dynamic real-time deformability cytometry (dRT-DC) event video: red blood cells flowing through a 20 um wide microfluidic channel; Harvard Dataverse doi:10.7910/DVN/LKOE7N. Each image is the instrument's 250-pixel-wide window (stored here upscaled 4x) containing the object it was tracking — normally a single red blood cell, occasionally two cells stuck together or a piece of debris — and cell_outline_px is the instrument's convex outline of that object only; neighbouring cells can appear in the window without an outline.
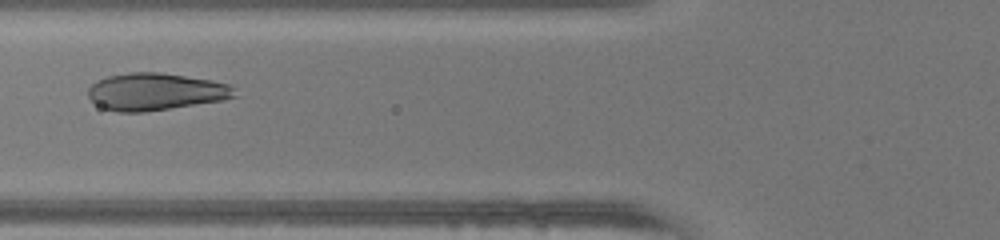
{"species": "human", "species_latin": "Homo sapiens", "temperature_condition": "warm", "stored_images_in_passage": 25, "camera_frame_rate_fps": 3000, "um_per_image_px": 0.085, "donor": {"sex": "female"}, "frame": {"image": 1, "passage_image": 4, "time_ms": 1.0, "image_size_px": [1000, 240], "cell_outline_px": [[240, 96], [224, 100], [144, 112], [120, 112], [104, 108], [96, 104], [88, 96], [88, 88], [96, 80], [108, 76], [128, 72], [160, 72], [212, 80], [232, 84]], "centroid_in_image_um": [13.28, 7.78], "position_along_channel_um": 112.5, "area_um2": 32.08}}
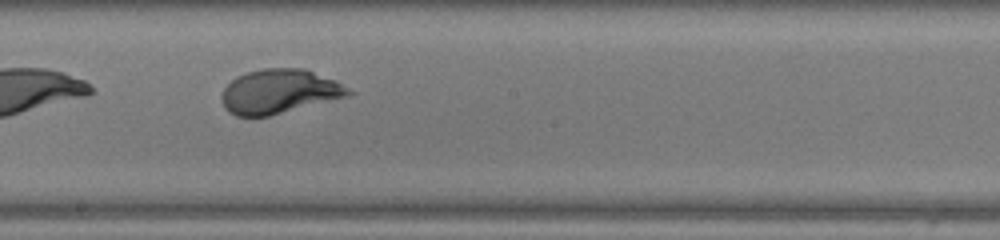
{"frame": {"image": 2, "passage_image": 12, "time_ms": 3.667, "image_size_px": [1000, 240], "cell_outline_px": [[356, 92], [352, 96], [268, 116], [236, 116], [228, 112], [224, 108], [220, 96], [224, 88], [236, 76], [248, 72], [264, 68], [304, 68], [336, 80]], "centroid_in_image_um": [23.78, 7.78], "position_along_channel_um": 224.4, "area_um2": 33.12}}
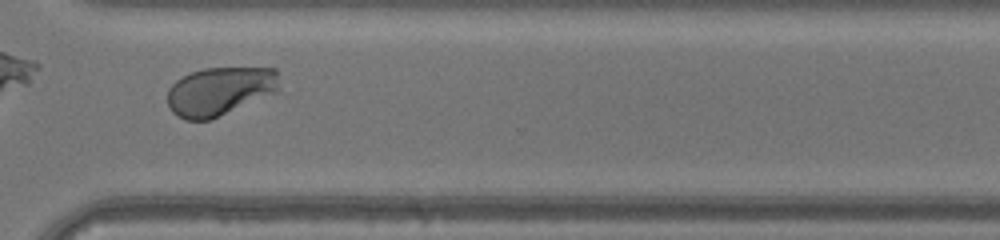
{"frame": {"image": 3, "passage_image": 21, "time_ms": 6.667, "image_size_px": [1000, 240], "cell_outline_px": [[280, 92], [208, 120], [184, 120], [172, 112], [168, 108], [168, 88], [176, 80], [192, 72], [204, 68], [276, 68]], "centroid_in_image_um": [18.7, 7.75], "position_along_channel_um": 351.9, "area_um2": 31.79}, "authors_computed_cell_mechanics": {"area_um2": 32.2524, "velocity_mm_per_s": 4.215, "shape_relaxation_time_tau1_ms": 2.5753, "shape_relaxation_time_tau2_ms": null, "deformation_change_tau1": 0.1953, "deformation_change_tau2": null}}